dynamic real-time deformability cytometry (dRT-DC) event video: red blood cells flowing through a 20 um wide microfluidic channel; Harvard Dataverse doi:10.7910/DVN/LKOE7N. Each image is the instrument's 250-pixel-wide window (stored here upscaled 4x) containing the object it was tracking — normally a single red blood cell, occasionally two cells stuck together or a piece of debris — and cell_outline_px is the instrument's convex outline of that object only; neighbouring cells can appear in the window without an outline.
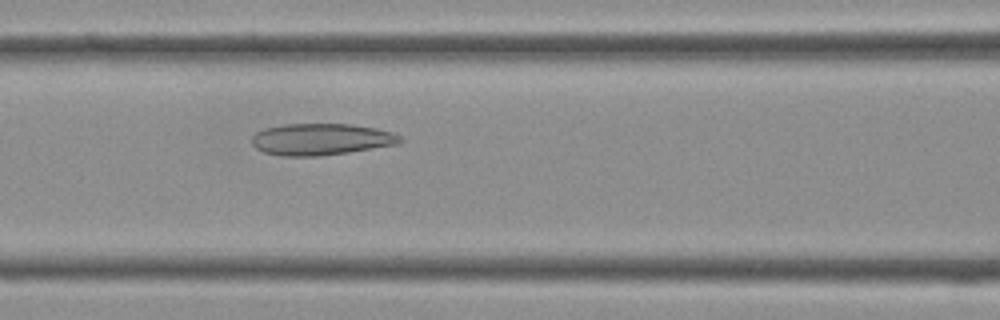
{"species": "Egyptian fruit bat (a non-hibernating species)", "species_latin": "Rousettus aegyptiacus", "temperature_condition": "cold", "stored_images_in_passage": 30, "camera_frame_rate_fps": 3000, "um_per_image_px": 0.085, "frame": {"image": 1, "passage_image": 7, "time_ms": 2.0, "image_size_px": [1000, 320], "cell_outline_px": [[404, 140], [396, 144], [348, 152], [320, 156], [280, 156], [264, 152], [256, 148], [252, 144], [252, 136], [256, 132], [264, 128], [284, 124], [352, 124], [376, 128], [392, 132], [400, 136]], "centroid_in_image_um": [27.26, 11.84], "position_along_channel_um": 139.3, "area_um2": 27.34}}
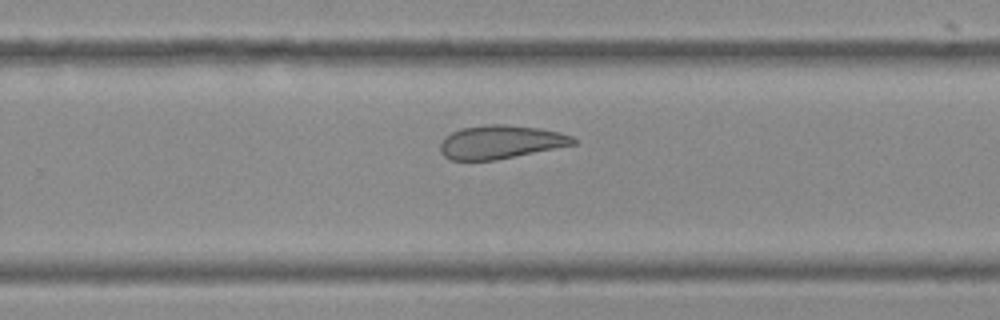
{"frame": {"image": 2, "passage_image": 16, "time_ms": 5.0, "image_size_px": [1000, 320], "cell_outline_px": [[576, 144], [496, 160], [452, 160], [444, 156], [440, 152], [440, 144], [444, 136], [452, 132], [464, 128], [488, 124], [504, 124], [540, 128], [560, 132], [572, 136], [576, 140]], "centroid_in_image_um": [42.55, 12.07], "position_along_channel_um": 287.3, "area_um2": 25.89}}
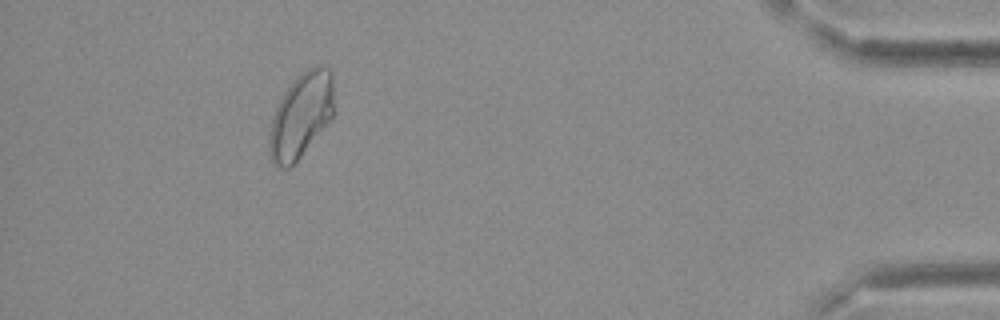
{"frame": {"image": 3, "passage_image": 27, "time_ms": 8.667, "image_size_px": [1000, 320], "cell_outline_px": [[332, 116], [300, 156], [288, 168], [280, 168], [272, 164], [268, 152], [268, 132], [276, 108], [284, 92], [292, 80], [300, 72], [316, 64], [320, 64], [328, 68], [332, 72]], "centroid_in_image_um": [25.53, 9.78], "position_along_channel_um": 409.7, "area_um2": 31.73}}